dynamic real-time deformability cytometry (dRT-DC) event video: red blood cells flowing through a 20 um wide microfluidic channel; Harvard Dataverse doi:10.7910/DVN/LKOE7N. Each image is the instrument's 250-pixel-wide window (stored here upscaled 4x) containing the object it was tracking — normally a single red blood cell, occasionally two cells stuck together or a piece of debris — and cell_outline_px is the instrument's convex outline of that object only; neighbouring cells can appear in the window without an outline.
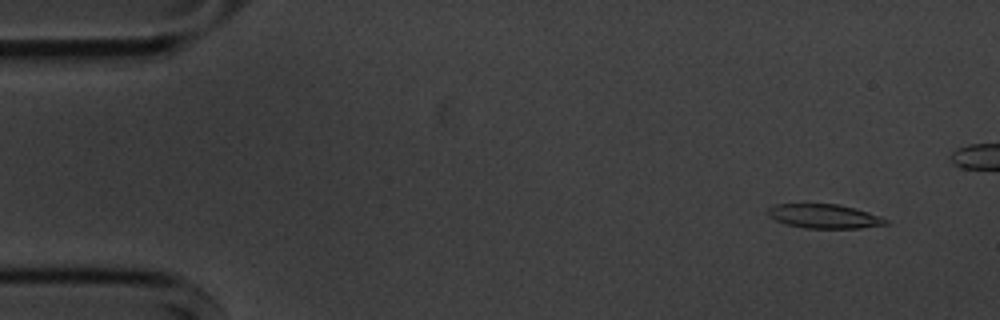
{"species": "common noctule bat (a hibernating species)", "species_latin": "Nyctalus noctula", "temperature_condition": "cold", "stored_images_in_passage": 5, "camera_frame_rate_fps": 3000, "um_per_image_px": 0.085, "animal": {"sex": "male", "body_mass_g": 20.1, "forearm_length_mm": 53.5}, "frame": {"image": 1, "passage_image": 1, "time_ms": 0.0, "image_size_px": [1000, 320], "cell_outline_px": [[888, 224], [860, 228], [804, 228], [788, 224], [776, 220], [768, 216], [768, 208], [776, 204], [836, 204], [868, 212], [880, 216], [888, 220]], "centroid_in_image_um": [70.06, 18.38], "position_along_channel_um": 14.9, "area_um2": 16.36}}